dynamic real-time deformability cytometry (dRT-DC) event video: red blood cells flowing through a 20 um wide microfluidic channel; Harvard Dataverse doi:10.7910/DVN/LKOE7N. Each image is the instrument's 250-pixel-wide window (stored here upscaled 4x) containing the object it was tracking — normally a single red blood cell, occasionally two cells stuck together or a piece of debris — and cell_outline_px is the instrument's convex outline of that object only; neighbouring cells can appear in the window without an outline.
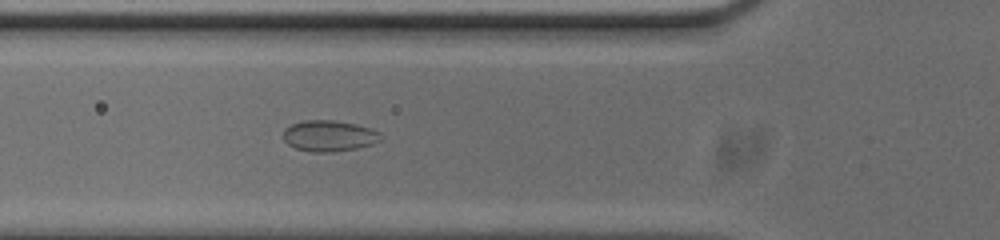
{"species": "common noctule bat (a hibernating species)", "species_latin": "Nyctalus noctula", "temperature_condition": "cold", "stored_images_in_passage": 43, "camera_frame_rate_fps": 3000, "um_per_image_px": 0.085, "animal": {"sex": "male", "body_mass_g": 20.0, "forearm_length_mm": 53.3}, "frame": {"image": 1, "passage_image": 12, "time_ms": 3.667, "image_size_px": [1000, 240], "cell_outline_px": [[380, 140], [372, 144], [356, 148], [332, 152], [312, 152], [296, 148], [288, 144], [284, 140], [284, 128], [292, 124], [304, 120], [336, 120], [356, 124], [380, 132]], "centroid_in_image_um": [27.95, 11.54], "position_along_channel_um": 97.8, "area_um2": 17.51}}
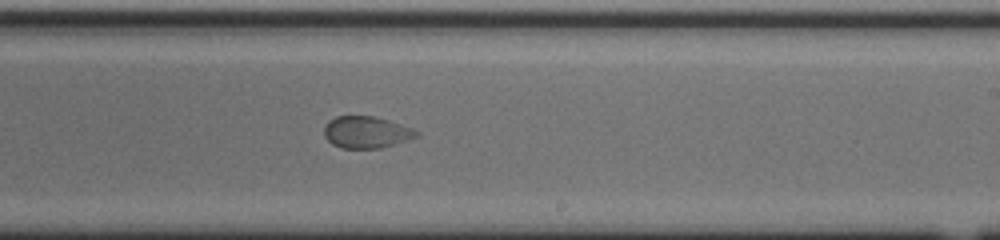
{"frame": {"image": 2, "passage_image": 25, "time_ms": 8.0, "image_size_px": [1000, 240], "cell_outline_px": [[420, 136], [408, 140], [380, 148], [340, 148], [332, 144], [324, 136], [324, 124], [328, 120], [336, 116], [372, 116], [388, 120], [412, 128], [420, 132]], "centroid_in_image_um": [31.12, 11.24], "position_along_channel_um": 257.9, "area_um2": 17.22}}
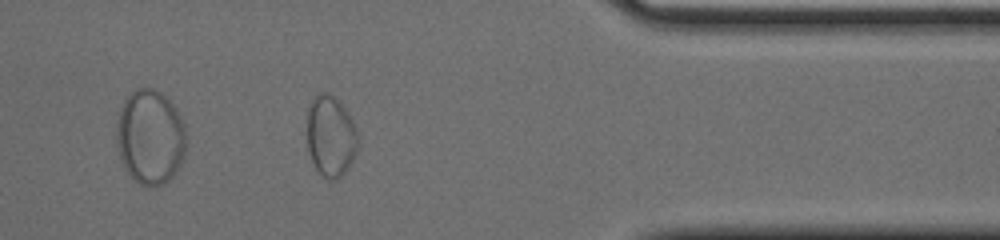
{"frame": {"image": 3, "passage_image": 37, "time_ms": 12.0, "image_size_px": [1000, 240], "cell_outline_px": [[356, 148], [352, 160], [348, 168], [336, 180], [324, 180], [312, 164], [308, 152], [308, 108], [312, 100], [320, 92], [328, 92], [340, 100], [348, 112], [356, 128]], "centroid_in_image_um": [28.08, 11.58], "position_along_channel_um": 383.3, "area_um2": 24.1}}